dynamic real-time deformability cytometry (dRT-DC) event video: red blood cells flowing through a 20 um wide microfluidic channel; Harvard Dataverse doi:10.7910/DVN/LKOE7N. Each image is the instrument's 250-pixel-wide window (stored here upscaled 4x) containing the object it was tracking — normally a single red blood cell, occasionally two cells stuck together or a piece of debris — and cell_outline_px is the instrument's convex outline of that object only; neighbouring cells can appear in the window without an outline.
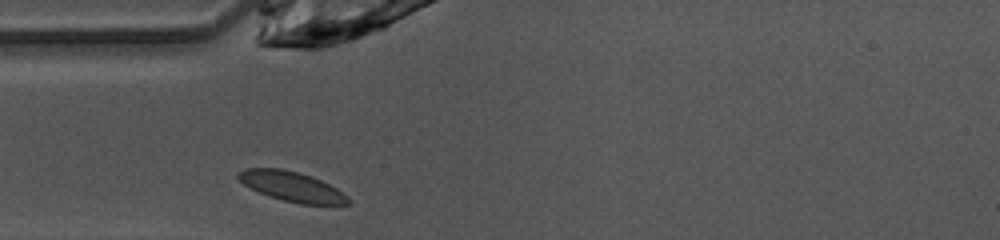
{"species": "common noctule bat (a hibernating species)", "species_latin": "Nyctalus noctula", "temperature_condition": "warm", "stored_images_in_passage": 25, "camera_frame_rate_fps": 3000, "um_per_image_px": 0.085, "animal": {"sex": "female", "body_mass_g": 10.0, "forearm_length_mm": 53.1}, "frame": {"image": 1, "passage_image": 1, "time_ms": 0.0, "image_size_px": [1000, 240], "cell_outline_px": [[352, 200], [348, 204], [300, 204], [268, 196], [244, 184], [236, 176], [236, 172], [244, 168], [280, 168], [300, 172], [320, 180], [336, 188], [348, 196]], "centroid_in_image_um": [24.79, 15.84], "position_along_channel_um": 60.2, "area_um2": 19.02}}
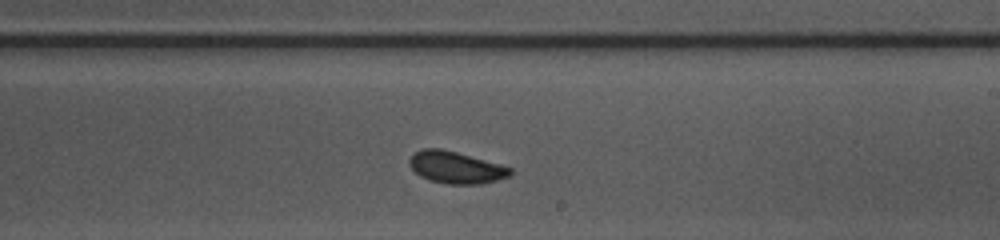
{"frame": {"image": 2, "passage_image": 15, "time_ms": 4.667, "image_size_px": [1000, 240], "cell_outline_px": [[512, 176], [480, 184], [444, 184], [428, 180], [420, 176], [408, 164], [408, 160], [420, 148], [440, 148], [456, 152], [500, 164], [512, 168]], "centroid_in_image_um": [38.74, 14.24], "position_along_channel_um": 250.3, "area_um2": 18.84}}
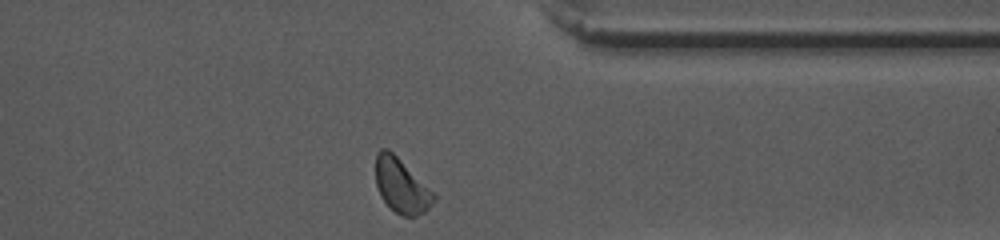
{"frame": {"image": 3, "passage_image": 25, "time_ms": 8.0, "image_size_px": [1000, 240], "cell_outline_px": [[436, 200], [424, 212], [416, 216], [400, 216], [380, 196], [376, 184], [376, 152], [380, 148], [388, 148], [436, 196]], "centroid_in_image_um": [34.09, 15.79], "position_along_channel_um": 377.3, "area_um2": 17.92}}